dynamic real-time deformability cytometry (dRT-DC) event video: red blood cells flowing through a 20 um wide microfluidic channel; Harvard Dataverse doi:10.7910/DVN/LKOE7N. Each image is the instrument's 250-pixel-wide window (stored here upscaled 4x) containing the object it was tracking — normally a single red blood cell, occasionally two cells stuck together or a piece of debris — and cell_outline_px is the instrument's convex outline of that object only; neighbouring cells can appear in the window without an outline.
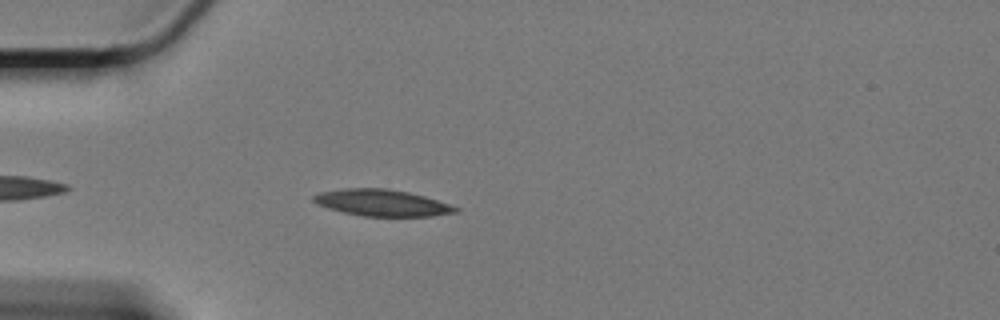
{"species": "Egyptian fruit bat (a non-hibernating species)", "species_latin": "Rousettus aegyptiacus", "temperature_condition": "cold", "stored_images_in_passage": 33, "camera_frame_rate_fps": 3000, "um_per_image_px": 0.085, "animal": {"sex": "female"}, "frame": {"image": 1, "passage_image": 5, "time_ms": 1.333, "image_size_px": [1000, 320], "cell_outline_px": [[460, 212], [432, 216], [364, 216], [344, 212], [328, 208], [316, 204], [312, 200], [312, 196], [320, 192], [344, 188], [384, 188], [408, 192], [424, 196], [460, 208]], "centroid_in_image_um": [32.46, 17.24], "position_along_channel_um": 52.5, "area_um2": 21.91}}
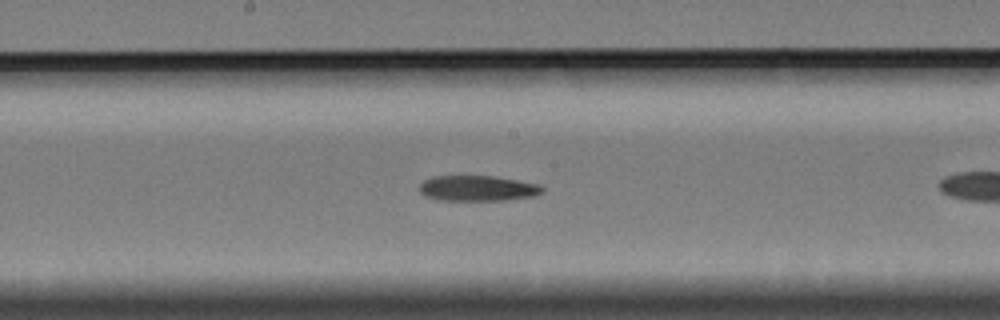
{"frame": {"image": 2, "passage_image": 16, "time_ms": 5.0, "image_size_px": [1000, 320], "cell_outline_px": [[544, 192], [532, 196], [504, 200], [440, 200], [424, 196], [416, 188], [424, 180], [432, 176], [492, 176], [540, 184], [544, 188]], "centroid_in_image_um": [40.56, 16.0], "position_along_channel_um": 207.6, "area_um2": 18.32}}
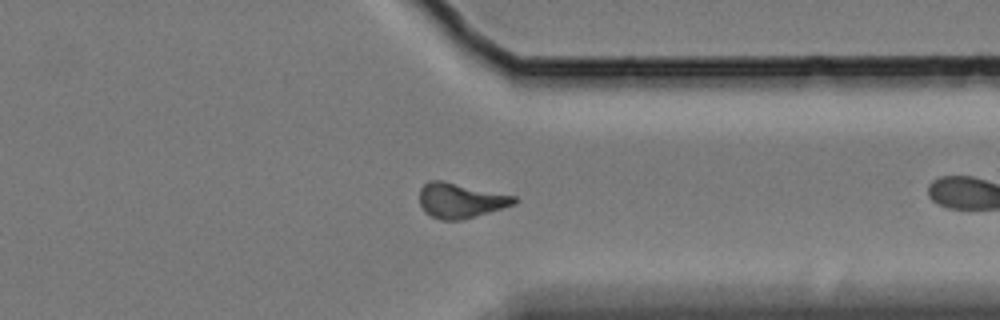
{"frame": {"image": 3, "passage_image": 31, "time_ms": 10.0, "image_size_px": [1000, 320], "cell_outline_px": [[516, 204], [460, 220], [440, 220], [424, 212], [420, 204], [420, 188], [428, 180], [440, 180], [516, 196]], "centroid_in_image_um": [39.11, 17.04], "position_along_channel_um": 372.3, "area_um2": 19.07}}